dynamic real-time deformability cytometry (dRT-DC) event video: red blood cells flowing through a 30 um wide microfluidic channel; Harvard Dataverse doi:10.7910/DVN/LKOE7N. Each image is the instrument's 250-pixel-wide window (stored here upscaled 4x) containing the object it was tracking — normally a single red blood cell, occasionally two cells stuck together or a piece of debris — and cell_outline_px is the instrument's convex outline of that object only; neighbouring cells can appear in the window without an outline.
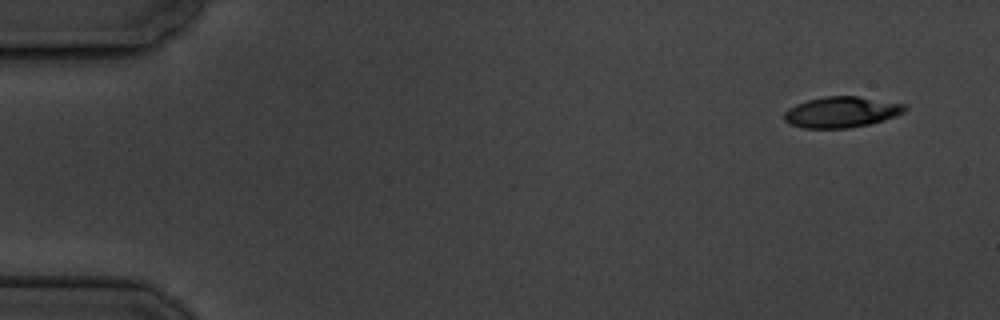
{"species": "common noctule bat (a hibernating species)", "species_latin": "Nyctalus noctula", "temperature_condition": "cold", "stored_images_in_passage": 5, "camera_frame_rate_fps": 3000, "um_per_image_px": 0.085, "animal": {"sex": "male", "body_mass_g": 19.5, "forearm_length_mm": 54.6}, "frame": {"image": 1, "passage_image": 1, "time_ms": 0.0, "image_size_px": [1000, 320], "cell_outline_px": [[908, 108], [904, 112], [896, 116], [868, 124], [848, 128], [804, 128], [788, 124], [784, 120], [784, 112], [788, 108], [796, 104], [808, 100], [824, 96], [856, 96], [904, 104]], "centroid_in_image_um": [71.48, 9.53], "position_along_channel_um": 13.5, "area_um2": 21.62}}
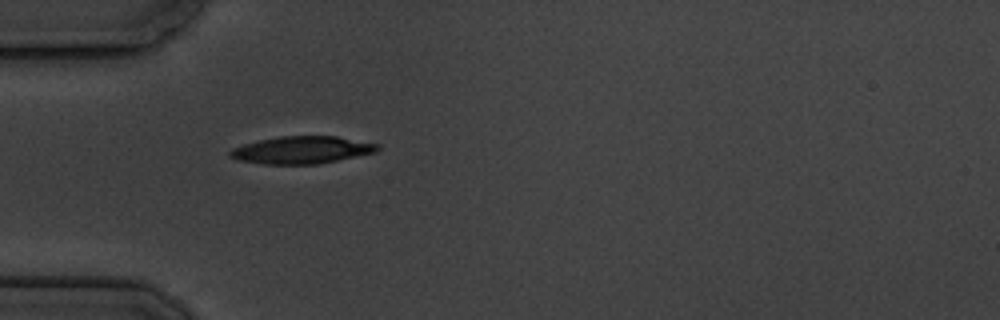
{"frame": {"image": 2, "passage_image": 5, "time_ms": 4.667, "image_size_px": [1000, 320], "cell_outline_px": [[380, 148], [376, 152], [316, 164], [264, 164], [236, 160], [228, 156], [228, 152], [232, 148], [244, 144], [260, 140], [280, 136], [336, 136], [380, 144]], "centroid_in_image_um": [25.63, 12.74], "position_along_channel_um": 59.4, "area_um2": 23.47}}